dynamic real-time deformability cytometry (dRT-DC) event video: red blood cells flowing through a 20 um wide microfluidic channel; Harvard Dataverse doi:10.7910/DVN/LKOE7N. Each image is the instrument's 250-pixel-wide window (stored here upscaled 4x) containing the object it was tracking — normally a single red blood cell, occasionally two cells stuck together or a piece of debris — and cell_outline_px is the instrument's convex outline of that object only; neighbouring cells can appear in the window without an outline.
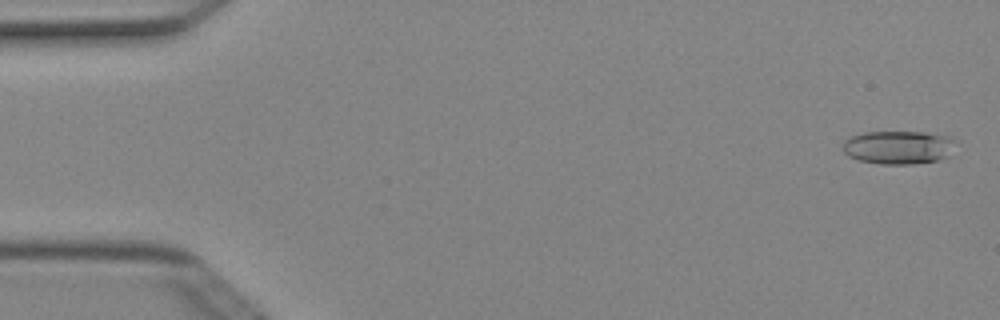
{"species": "Egyptian fruit bat (a non-hibernating species)", "species_latin": "Rousettus aegyptiacus", "temperature_condition": "cold", "stored_images_in_passage": 4, "camera_frame_rate_fps": 3000, "um_per_image_px": 0.085, "animal": {"sex": "female"}, "frame": {"image": 1, "passage_image": 1, "time_ms": 0.0, "image_size_px": [1000, 320], "cell_outline_px": [[960, 140], [948, 156], [940, 160], [912, 164], [880, 164], [860, 160], [848, 156], [844, 152], [844, 140], [852, 136], [864, 132], [924, 132], [952, 136]], "centroid_in_image_um": [76.45, 12.51], "position_along_channel_um": 8.5, "area_um2": 22.31}}
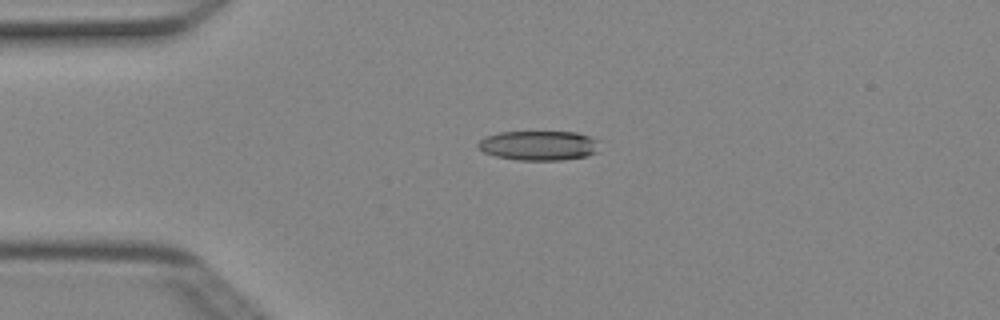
{"frame": {"image": 2, "passage_image": 3, "time_ms": 0.667, "image_size_px": [1000, 320], "cell_outline_px": [[600, 140], [596, 152], [588, 156], [560, 160], [520, 160], [496, 156], [484, 152], [476, 144], [484, 136], [500, 132], [576, 132]], "centroid_in_image_um": [45.81, 12.36], "position_along_channel_um": 39.2, "area_um2": 20.98}}